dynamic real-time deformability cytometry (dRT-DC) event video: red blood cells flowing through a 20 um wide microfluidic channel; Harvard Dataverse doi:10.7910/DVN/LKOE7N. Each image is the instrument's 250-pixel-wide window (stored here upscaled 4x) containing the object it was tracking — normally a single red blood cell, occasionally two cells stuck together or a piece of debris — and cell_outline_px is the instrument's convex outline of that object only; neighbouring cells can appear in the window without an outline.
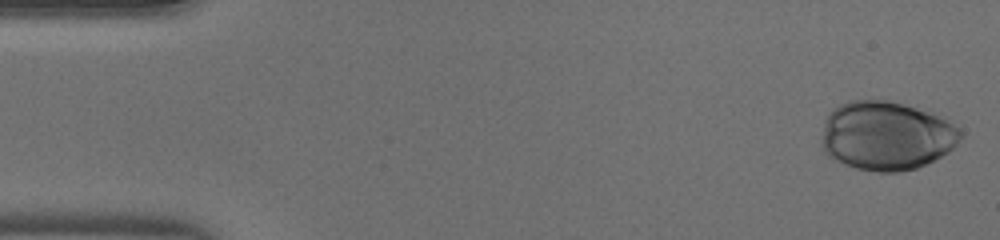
{"species": "human", "species_latin": "Homo sapiens", "temperature_condition": "warm", "stored_images_in_passage": 36, "camera_frame_rate_fps": 3000, "um_per_image_px": 0.085, "donor": {"sex": "male"}, "frame": {"image": 1, "passage_image": 1, "time_ms": 0.0, "image_size_px": [1000, 240], "cell_outline_px": [[964, 136], [948, 152], [928, 164], [916, 168], [900, 172], [876, 172], [856, 168], [844, 164], [828, 156], [824, 152], [824, 120], [828, 112], [832, 108], [848, 100], [888, 100], [904, 104], [928, 112], [960, 128], [964, 132]], "centroid_in_image_um": [75.35, 11.54], "position_along_channel_um": 9.7, "area_um2": 55.78}}
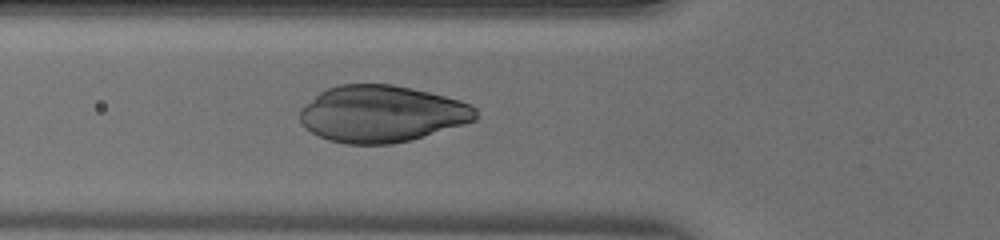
{"frame": {"image": 2, "passage_image": 16, "time_ms": 5.0, "image_size_px": [1000, 240], "cell_outline_px": [[476, 120], [464, 124], [412, 140], [392, 144], [348, 144], [328, 140], [312, 132], [300, 120], [300, 108], [304, 104], [320, 92], [336, 84], [392, 84], [412, 88], [460, 100], [476, 108]], "centroid_in_image_um": [32.44, 9.67], "position_along_channel_um": 93.4, "area_um2": 58.03}}
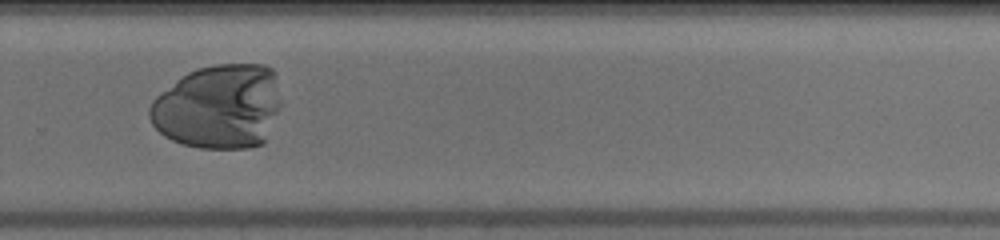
{"frame": {"image": 3, "passage_image": 31, "time_ms": 10.0, "image_size_px": [1000, 240], "cell_outline_px": [[280, 108], [264, 144], [248, 148], [200, 148], [184, 144], [172, 140], [164, 136], [152, 124], [148, 116], [148, 108], [152, 100], [160, 92], [176, 80], [188, 72], [196, 68], [216, 64], [264, 64], [272, 68], [276, 72], [280, 100]], "centroid_in_image_um": [18.6, 9.06], "position_along_channel_um": 311.2, "area_um2": 65.49}}